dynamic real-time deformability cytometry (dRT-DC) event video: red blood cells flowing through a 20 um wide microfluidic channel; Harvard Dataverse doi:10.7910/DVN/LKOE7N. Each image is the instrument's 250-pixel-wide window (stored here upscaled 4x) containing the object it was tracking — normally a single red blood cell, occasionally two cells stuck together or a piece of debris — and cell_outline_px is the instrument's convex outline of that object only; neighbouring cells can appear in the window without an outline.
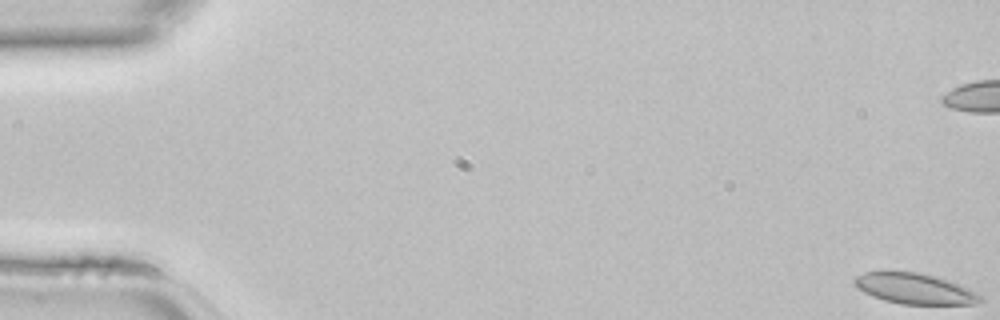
{"species": "common noctule bat (a hibernating species)", "species_latin": "Nyctalus noctula", "temperature_condition": "room temperature", "stored_images_in_passage": 47, "camera_frame_rate_fps": 3000, "um_per_image_px": 0.085, "animal": {"sex": "female", "body_mass_g": 22.7, "forearm_length_mm": 54.2}, "frame": {"image": 1, "passage_image": 1, "time_ms": 0.0, "image_size_px": [1000, 320], "cell_outline_px": [[984, 300], [976, 304], [900, 304], [884, 300], [872, 296], [864, 292], [852, 284], [852, 280], [856, 276], [864, 272], [916, 272], [936, 276], [960, 284], [976, 292]], "centroid_in_image_um": [77.74, 24.54], "position_along_channel_um": 7.3, "area_um2": 22.48}}